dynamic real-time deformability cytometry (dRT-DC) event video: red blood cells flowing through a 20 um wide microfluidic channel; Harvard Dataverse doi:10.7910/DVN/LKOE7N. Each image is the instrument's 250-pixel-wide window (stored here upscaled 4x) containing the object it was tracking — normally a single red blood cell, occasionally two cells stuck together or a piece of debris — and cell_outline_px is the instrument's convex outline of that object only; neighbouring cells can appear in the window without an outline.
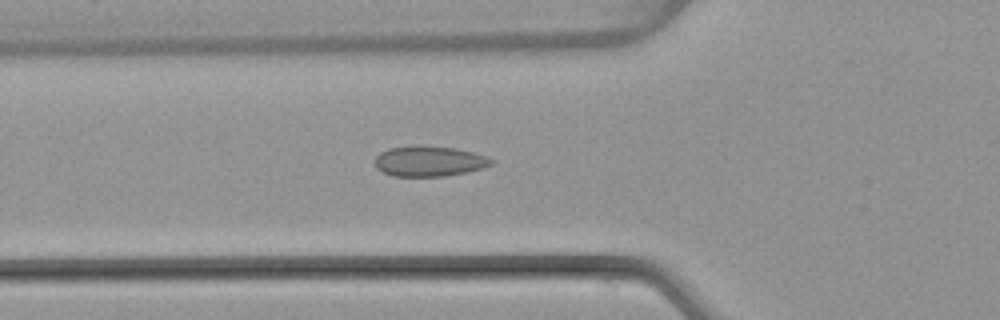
{"species": "common noctule bat (a hibernating species)", "species_latin": "Nyctalus noctula", "temperature_condition": "warm", "stored_images_in_passage": 46, "camera_frame_rate_fps": 3000, "um_per_image_px": 0.085, "animal": {"sex": "female", "body_mass_g": 22.7, "forearm_length_mm": 54.2}, "frame": {"image": 1, "passage_image": 18, "time_ms": 5.667, "image_size_px": [1000, 320], "cell_outline_px": [[496, 160], [492, 164], [484, 168], [468, 172], [444, 176], [392, 176], [376, 168], [376, 156], [380, 152], [388, 148], [456, 148], [488, 156]], "centroid_in_image_um": [36.55, 13.74], "position_along_channel_um": 89.2, "area_um2": 20.0}}
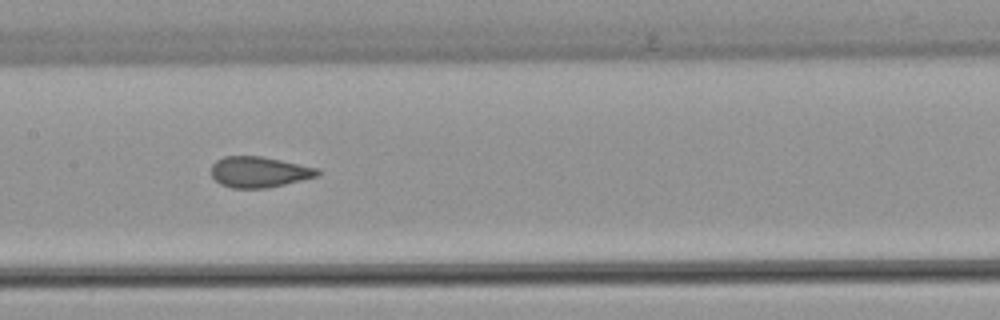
{"frame": {"image": 2, "passage_image": 25, "time_ms": 8.0, "image_size_px": [1000, 320], "cell_outline_px": [[324, 172], [320, 176], [304, 180], [268, 188], [232, 188], [220, 184], [212, 176], [212, 164], [216, 160], [224, 156], [260, 156], [320, 168]], "centroid_in_image_um": [22.09, 14.62], "position_along_channel_um": 185.3, "area_um2": 19.36}}
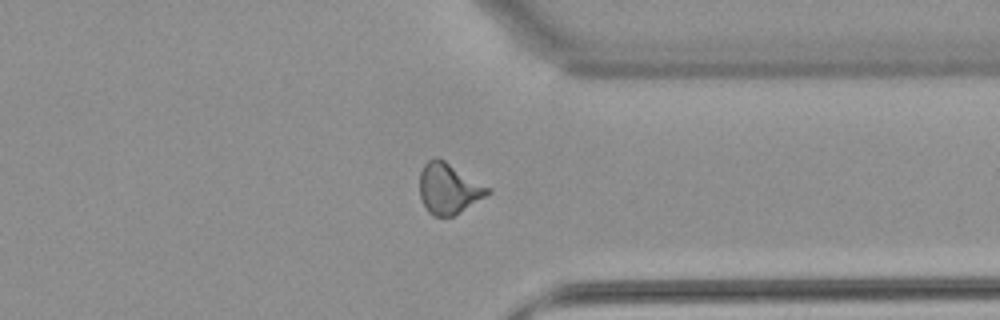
{"frame": {"image": 3, "passage_image": 39, "time_ms": 12.667, "image_size_px": [1000, 320], "cell_outline_px": [[492, 192], [452, 216], [432, 216], [424, 208], [420, 196], [420, 172], [424, 164], [428, 160], [436, 156], [444, 160], [492, 188]], "centroid_in_image_um": [38.13, 16.01], "position_along_channel_um": 373.3, "area_um2": 20.11}}